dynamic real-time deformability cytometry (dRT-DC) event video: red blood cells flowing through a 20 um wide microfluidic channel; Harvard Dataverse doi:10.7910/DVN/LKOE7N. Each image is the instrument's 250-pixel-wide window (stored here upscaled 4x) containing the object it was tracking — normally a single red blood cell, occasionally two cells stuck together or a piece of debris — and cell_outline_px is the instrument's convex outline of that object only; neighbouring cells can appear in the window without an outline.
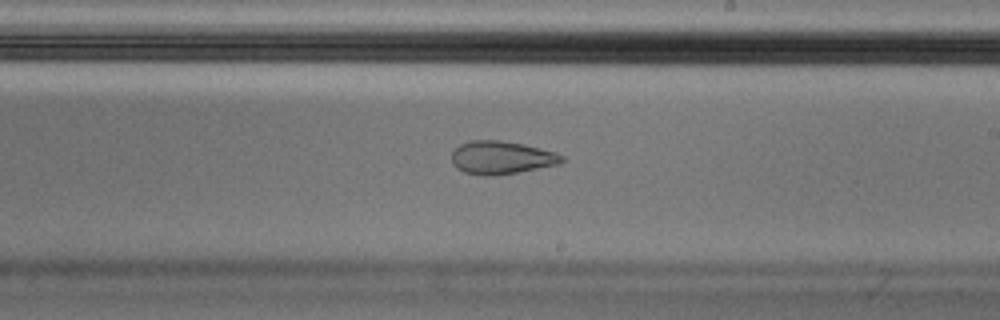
{"species": "Egyptian fruit bat (a non-hibernating species)", "species_latin": "Rousettus aegyptiacus", "temperature_condition": "cold", "stored_images_in_passage": 56, "camera_frame_rate_fps": 3000, "um_per_image_px": 0.085, "animal": {"sex": "male"}, "frame": {"image": 1, "passage_image": 33, "time_ms": 10.667, "image_size_px": [1000, 320], "cell_outline_px": [[564, 160], [560, 164], [496, 176], [484, 176], [464, 172], [456, 168], [452, 164], [452, 152], [460, 144], [472, 140], [500, 140], [524, 144], [556, 152], [564, 156]], "centroid_in_image_um": [42.62, 13.4], "position_along_channel_um": 246.4, "area_um2": 21.39}}
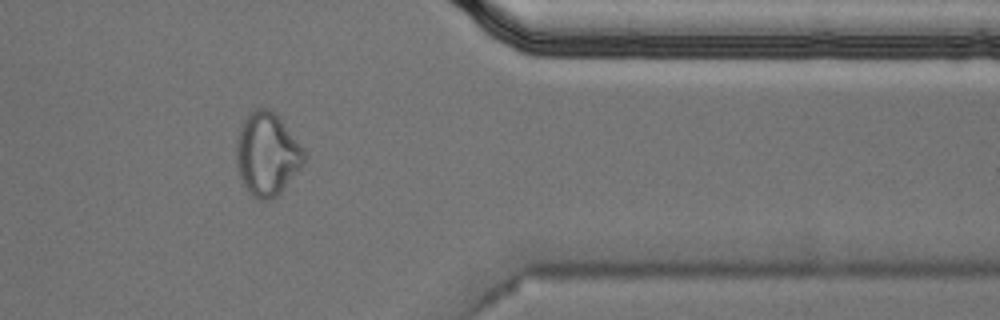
{"frame": {"image": 2, "passage_image": 46, "time_ms": 15.0, "image_size_px": [1000, 320], "cell_outline_px": [[304, 164], [284, 188], [276, 196], [268, 200], [260, 200], [252, 196], [244, 184], [240, 176], [236, 164], [236, 140], [240, 124], [248, 112], [256, 108], [268, 108], [276, 112], [280, 116], [304, 148]], "centroid_in_image_um": [22.69, 13.05], "position_along_channel_um": 388.7, "area_um2": 33.18}}
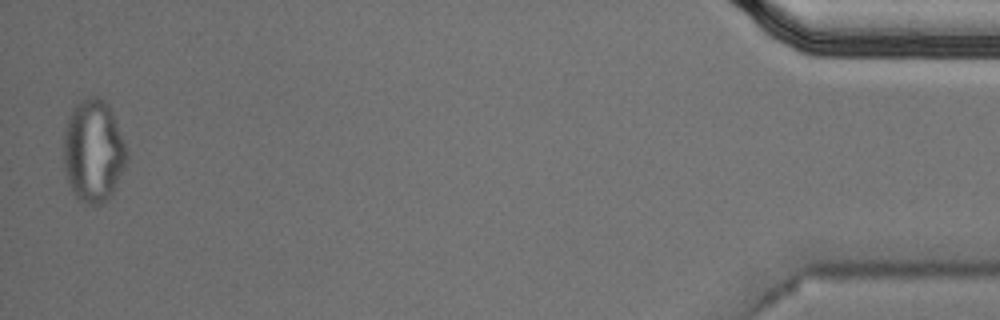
{"frame": {"image": 3, "passage_image": 55, "time_ms": 18.0, "image_size_px": [1000, 320], "cell_outline_px": [[128, 160], [112, 192], [96, 208], [84, 204], [76, 196], [68, 180], [64, 168], [64, 128], [68, 116], [72, 108], [80, 100], [88, 96], [96, 96], [104, 100], [108, 104], [112, 112], [128, 152]], "centroid_in_image_um": [7.93, 12.82], "position_along_channel_um": 427.3, "area_um2": 37.8}, "authors_computed_cell_mechanics": {"area_um2": 22.2819, "velocity_mm_per_s": 3.6103, "shape_relaxation_time_tau1_ms": null, "shape_relaxation_time_tau2_ms": 2.4466, "deformation_change_tau1": null, "deformation_change_tau2": 0.0823}}